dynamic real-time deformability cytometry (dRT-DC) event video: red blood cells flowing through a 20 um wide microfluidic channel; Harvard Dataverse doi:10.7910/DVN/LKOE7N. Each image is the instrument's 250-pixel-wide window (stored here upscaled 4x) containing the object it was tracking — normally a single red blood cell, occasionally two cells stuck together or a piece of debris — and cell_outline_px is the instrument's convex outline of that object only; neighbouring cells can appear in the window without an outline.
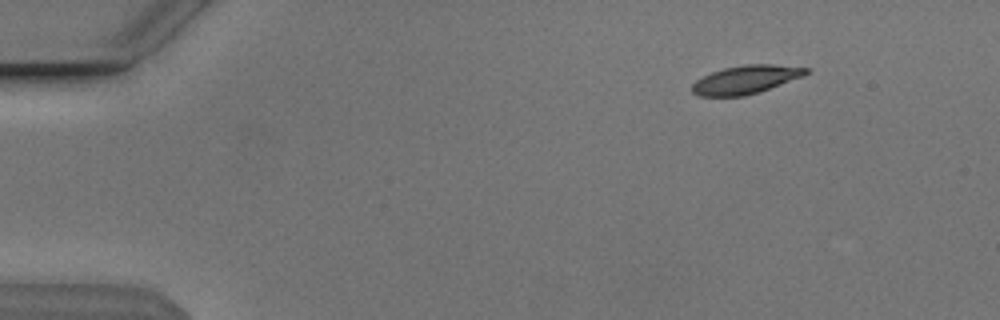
{"species": "Egyptian fruit bat (a non-hibernating species)", "species_latin": "Rousettus aegyptiacus", "temperature_condition": "cold", "stored_images_in_passage": 48, "camera_frame_rate_fps": 3000, "um_per_image_px": 0.085, "animal": {"sex": "male"}, "frame": {"image": 1, "passage_image": 1, "time_ms": 0.0, "image_size_px": [1000, 320], "cell_outline_px": [[808, 72], [804, 76], [744, 96], [700, 96], [692, 92], [692, 84], [696, 80], [712, 72], [724, 68], [744, 64], [772, 64], [808, 68]], "centroid_in_image_um": [63.37, 6.76], "position_along_channel_um": 21.6, "area_um2": 18.5}}
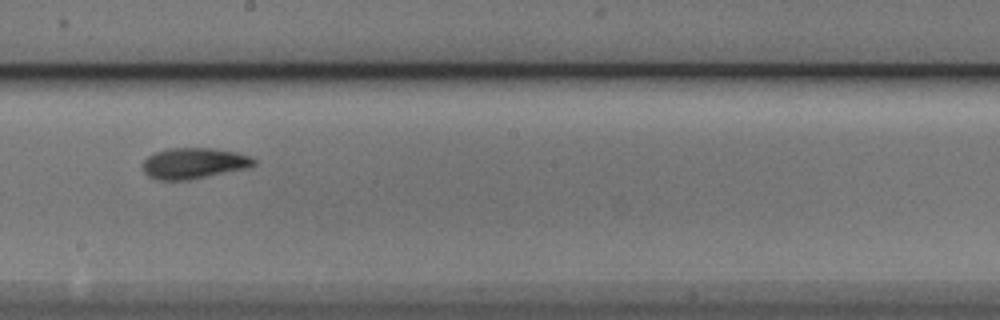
{"frame": {"image": 2, "passage_image": 25, "time_ms": 8.0, "image_size_px": [1000, 320], "cell_outline_px": [[256, 164], [252, 168], [188, 180], [156, 180], [148, 176], [144, 172], [144, 160], [148, 156], [156, 152], [168, 148], [212, 148], [236, 152], [248, 156], [256, 160]], "centroid_in_image_um": [16.52, 13.89], "position_along_channel_um": 231.7, "area_um2": 20.17}}
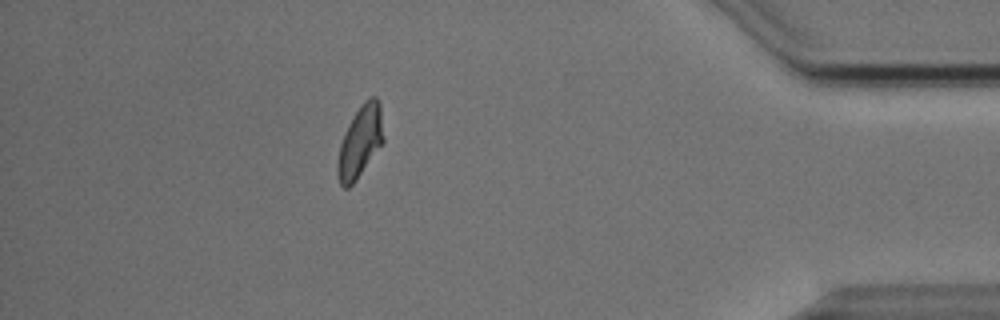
{"frame": {"image": 3, "passage_image": 42, "time_ms": 13.667, "image_size_px": [1000, 320], "cell_outline_px": [[384, 140], [356, 180], [348, 188], [344, 188], [340, 184], [336, 172], [336, 164], [340, 144], [344, 132], [348, 124], [360, 104], [368, 96], [376, 96], [380, 100], [384, 136]], "centroid_in_image_um": [30.6, 12.0], "position_along_channel_um": 404.6, "area_um2": 19.36}, "authors_computed_cell_mechanics": {"area_um2": 19.1896, "velocity_mm_per_s": 3.8167, "shape_relaxation_time_tau1_ms": 3.3257, "shape_relaxation_time_tau2_ms": 2.5694, "deformation_change_tau1": 0.1469, "deformation_change_tau2": 0.0674}}